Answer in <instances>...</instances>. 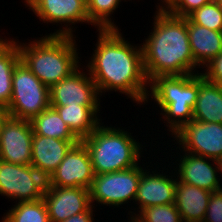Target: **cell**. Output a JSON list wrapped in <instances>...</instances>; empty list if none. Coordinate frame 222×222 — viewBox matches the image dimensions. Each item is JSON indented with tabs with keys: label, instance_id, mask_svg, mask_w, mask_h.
<instances>
[{
	"label": "cell",
	"instance_id": "1",
	"mask_svg": "<svg viewBox=\"0 0 222 222\" xmlns=\"http://www.w3.org/2000/svg\"><path fill=\"white\" fill-rule=\"evenodd\" d=\"M96 49L87 65L99 94L109 90L126 94L137 104L149 98V81L142 48L131 45L118 29H99ZM148 87V88H147Z\"/></svg>",
	"mask_w": 222,
	"mask_h": 222
},
{
	"label": "cell",
	"instance_id": "2",
	"mask_svg": "<svg viewBox=\"0 0 222 222\" xmlns=\"http://www.w3.org/2000/svg\"><path fill=\"white\" fill-rule=\"evenodd\" d=\"M153 31L141 44L148 81L158 76L198 74L190 49L187 17L155 12Z\"/></svg>",
	"mask_w": 222,
	"mask_h": 222
},
{
	"label": "cell",
	"instance_id": "3",
	"mask_svg": "<svg viewBox=\"0 0 222 222\" xmlns=\"http://www.w3.org/2000/svg\"><path fill=\"white\" fill-rule=\"evenodd\" d=\"M74 38L66 35H46L28 45L19 43L20 60L50 89L81 66Z\"/></svg>",
	"mask_w": 222,
	"mask_h": 222
},
{
	"label": "cell",
	"instance_id": "4",
	"mask_svg": "<svg viewBox=\"0 0 222 222\" xmlns=\"http://www.w3.org/2000/svg\"><path fill=\"white\" fill-rule=\"evenodd\" d=\"M81 142L89 152L94 175L135 167L141 158V144L124 129L99 125Z\"/></svg>",
	"mask_w": 222,
	"mask_h": 222
},
{
	"label": "cell",
	"instance_id": "5",
	"mask_svg": "<svg viewBox=\"0 0 222 222\" xmlns=\"http://www.w3.org/2000/svg\"><path fill=\"white\" fill-rule=\"evenodd\" d=\"M148 91L159 105L171 135L193 120V108L199 91V73L158 76L149 81ZM171 117V118H170Z\"/></svg>",
	"mask_w": 222,
	"mask_h": 222
},
{
	"label": "cell",
	"instance_id": "6",
	"mask_svg": "<svg viewBox=\"0 0 222 222\" xmlns=\"http://www.w3.org/2000/svg\"><path fill=\"white\" fill-rule=\"evenodd\" d=\"M50 106L49 88L20 60L12 74V95L9 116L31 120Z\"/></svg>",
	"mask_w": 222,
	"mask_h": 222
},
{
	"label": "cell",
	"instance_id": "7",
	"mask_svg": "<svg viewBox=\"0 0 222 222\" xmlns=\"http://www.w3.org/2000/svg\"><path fill=\"white\" fill-rule=\"evenodd\" d=\"M143 169L136 165L121 171L94 175L90 188L91 204L96 201L101 205L119 207L129 200L134 202Z\"/></svg>",
	"mask_w": 222,
	"mask_h": 222
},
{
	"label": "cell",
	"instance_id": "8",
	"mask_svg": "<svg viewBox=\"0 0 222 222\" xmlns=\"http://www.w3.org/2000/svg\"><path fill=\"white\" fill-rule=\"evenodd\" d=\"M47 179L32 165L0 160V194L18 202L43 199Z\"/></svg>",
	"mask_w": 222,
	"mask_h": 222
},
{
	"label": "cell",
	"instance_id": "9",
	"mask_svg": "<svg viewBox=\"0 0 222 222\" xmlns=\"http://www.w3.org/2000/svg\"><path fill=\"white\" fill-rule=\"evenodd\" d=\"M173 135L183 152L222 160V124L192 120Z\"/></svg>",
	"mask_w": 222,
	"mask_h": 222
},
{
	"label": "cell",
	"instance_id": "10",
	"mask_svg": "<svg viewBox=\"0 0 222 222\" xmlns=\"http://www.w3.org/2000/svg\"><path fill=\"white\" fill-rule=\"evenodd\" d=\"M33 130L29 120L7 116L0 130V160L31 165Z\"/></svg>",
	"mask_w": 222,
	"mask_h": 222
},
{
	"label": "cell",
	"instance_id": "11",
	"mask_svg": "<svg viewBox=\"0 0 222 222\" xmlns=\"http://www.w3.org/2000/svg\"><path fill=\"white\" fill-rule=\"evenodd\" d=\"M85 73L79 67L53 85L49 89L50 106H100L97 86L89 71Z\"/></svg>",
	"mask_w": 222,
	"mask_h": 222
},
{
	"label": "cell",
	"instance_id": "12",
	"mask_svg": "<svg viewBox=\"0 0 222 222\" xmlns=\"http://www.w3.org/2000/svg\"><path fill=\"white\" fill-rule=\"evenodd\" d=\"M25 3L44 23H66V28L63 27L50 35L73 36V30L68 27L70 23L73 25L90 22L86 0H25Z\"/></svg>",
	"mask_w": 222,
	"mask_h": 222
},
{
	"label": "cell",
	"instance_id": "13",
	"mask_svg": "<svg viewBox=\"0 0 222 222\" xmlns=\"http://www.w3.org/2000/svg\"><path fill=\"white\" fill-rule=\"evenodd\" d=\"M94 172L87 147L80 141L47 179V186L91 188Z\"/></svg>",
	"mask_w": 222,
	"mask_h": 222
},
{
	"label": "cell",
	"instance_id": "14",
	"mask_svg": "<svg viewBox=\"0 0 222 222\" xmlns=\"http://www.w3.org/2000/svg\"><path fill=\"white\" fill-rule=\"evenodd\" d=\"M43 200L50 222H63L92 206L90 190L83 187L46 186Z\"/></svg>",
	"mask_w": 222,
	"mask_h": 222
},
{
	"label": "cell",
	"instance_id": "15",
	"mask_svg": "<svg viewBox=\"0 0 222 222\" xmlns=\"http://www.w3.org/2000/svg\"><path fill=\"white\" fill-rule=\"evenodd\" d=\"M178 161L180 162L177 172V174L179 173L177 176L179 182L194 185L210 192L222 189L219 176H217V171L221 172L220 161L186 152Z\"/></svg>",
	"mask_w": 222,
	"mask_h": 222
},
{
	"label": "cell",
	"instance_id": "16",
	"mask_svg": "<svg viewBox=\"0 0 222 222\" xmlns=\"http://www.w3.org/2000/svg\"><path fill=\"white\" fill-rule=\"evenodd\" d=\"M80 140H61L33 134L31 165L46 179Z\"/></svg>",
	"mask_w": 222,
	"mask_h": 222
},
{
	"label": "cell",
	"instance_id": "17",
	"mask_svg": "<svg viewBox=\"0 0 222 222\" xmlns=\"http://www.w3.org/2000/svg\"><path fill=\"white\" fill-rule=\"evenodd\" d=\"M145 170L140 175L135 202L139 211L155 205L175 204L177 178ZM169 177V178H168ZM171 177V178H170Z\"/></svg>",
	"mask_w": 222,
	"mask_h": 222
},
{
	"label": "cell",
	"instance_id": "18",
	"mask_svg": "<svg viewBox=\"0 0 222 222\" xmlns=\"http://www.w3.org/2000/svg\"><path fill=\"white\" fill-rule=\"evenodd\" d=\"M187 31L194 62L199 68L222 53V31L194 24L188 17Z\"/></svg>",
	"mask_w": 222,
	"mask_h": 222
},
{
	"label": "cell",
	"instance_id": "19",
	"mask_svg": "<svg viewBox=\"0 0 222 222\" xmlns=\"http://www.w3.org/2000/svg\"><path fill=\"white\" fill-rule=\"evenodd\" d=\"M212 192L177 180L175 206L183 222H203Z\"/></svg>",
	"mask_w": 222,
	"mask_h": 222
},
{
	"label": "cell",
	"instance_id": "20",
	"mask_svg": "<svg viewBox=\"0 0 222 222\" xmlns=\"http://www.w3.org/2000/svg\"><path fill=\"white\" fill-rule=\"evenodd\" d=\"M193 120L222 124V86L206 80L201 73Z\"/></svg>",
	"mask_w": 222,
	"mask_h": 222
},
{
	"label": "cell",
	"instance_id": "21",
	"mask_svg": "<svg viewBox=\"0 0 222 222\" xmlns=\"http://www.w3.org/2000/svg\"><path fill=\"white\" fill-rule=\"evenodd\" d=\"M57 110L72 133L82 141L101 123L97 116L99 106H51Z\"/></svg>",
	"mask_w": 222,
	"mask_h": 222
},
{
	"label": "cell",
	"instance_id": "22",
	"mask_svg": "<svg viewBox=\"0 0 222 222\" xmlns=\"http://www.w3.org/2000/svg\"><path fill=\"white\" fill-rule=\"evenodd\" d=\"M18 42L0 38V109L6 110L12 95V74L20 61Z\"/></svg>",
	"mask_w": 222,
	"mask_h": 222
},
{
	"label": "cell",
	"instance_id": "23",
	"mask_svg": "<svg viewBox=\"0 0 222 222\" xmlns=\"http://www.w3.org/2000/svg\"><path fill=\"white\" fill-rule=\"evenodd\" d=\"M33 134L61 140H79L62 120L57 110L49 106L30 120Z\"/></svg>",
	"mask_w": 222,
	"mask_h": 222
},
{
	"label": "cell",
	"instance_id": "24",
	"mask_svg": "<svg viewBox=\"0 0 222 222\" xmlns=\"http://www.w3.org/2000/svg\"><path fill=\"white\" fill-rule=\"evenodd\" d=\"M2 222H50L45 201L18 202L2 217Z\"/></svg>",
	"mask_w": 222,
	"mask_h": 222
},
{
	"label": "cell",
	"instance_id": "25",
	"mask_svg": "<svg viewBox=\"0 0 222 222\" xmlns=\"http://www.w3.org/2000/svg\"><path fill=\"white\" fill-rule=\"evenodd\" d=\"M90 24L99 29H118L110 16L122 0H86Z\"/></svg>",
	"mask_w": 222,
	"mask_h": 222
},
{
	"label": "cell",
	"instance_id": "26",
	"mask_svg": "<svg viewBox=\"0 0 222 222\" xmlns=\"http://www.w3.org/2000/svg\"><path fill=\"white\" fill-rule=\"evenodd\" d=\"M138 212L133 211L130 222H183L175 204L150 206Z\"/></svg>",
	"mask_w": 222,
	"mask_h": 222
},
{
	"label": "cell",
	"instance_id": "27",
	"mask_svg": "<svg viewBox=\"0 0 222 222\" xmlns=\"http://www.w3.org/2000/svg\"><path fill=\"white\" fill-rule=\"evenodd\" d=\"M188 18L194 24L214 31H222V7L215 0L195 10Z\"/></svg>",
	"mask_w": 222,
	"mask_h": 222
},
{
	"label": "cell",
	"instance_id": "28",
	"mask_svg": "<svg viewBox=\"0 0 222 222\" xmlns=\"http://www.w3.org/2000/svg\"><path fill=\"white\" fill-rule=\"evenodd\" d=\"M203 222H222V189L211 193Z\"/></svg>",
	"mask_w": 222,
	"mask_h": 222
},
{
	"label": "cell",
	"instance_id": "29",
	"mask_svg": "<svg viewBox=\"0 0 222 222\" xmlns=\"http://www.w3.org/2000/svg\"><path fill=\"white\" fill-rule=\"evenodd\" d=\"M211 0H179L169 11L170 14L178 17H188L195 10L209 3Z\"/></svg>",
	"mask_w": 222,
	"mask_h": 222
},
{
	"label": "cell",
	"instance_id": "30",
	"mask_svg": "<svg viewBox=\"0 0 222 222\" xmlns=\"http://www.w3.org/2000/svg\"><path fill=\"white\" fill-rule=\"evenodd\" d=\"M204 67L206 68V72L203 71V73H201L202 76L211 83L222 86V53L213 58Z\"/></svg>",
	"mask_w": 222,
	"mask_h": 222
},
{
	"label": "cell",
	"instance_id": "31",
	"mask_svg": "<svg viewBox=\"0 0 222 222\" xmlns=\"http://www.w3.org/2000/svg\"><path fill=\"white\" fill-rule=\"evenodd\" d=\"M93 208L94 206L92 204V206L87 211L73 215L63 222H93Z\"/></svg>",
	"mask_w": 222,
	"mask_h": 222
},
{
	"label": "cell",
	"instance_id": "32",
	"mask_svg": "<svg viewBox=\"0 0 222 222\" xmlns=\"http://www.w3.org/2000/svg\"><path fill=\"white\" fill-rule=\"evenodd\" d=\"M164 3L160 6H157L158 12H169L178 2L179 0H161Z\"/></svg>",
	"mask_w": 222,
	"mask_h": 222
},
{
	"label": "cell",
	"instance_id": "33",
	"mask_svg": "<svg viewBox=\"0 0 222 222\" xmlns=\"http://www.w3.org/2000/svg\"><path fill=\"white\" fill-rule=\"evenodd\" d=\"M8 116V113L6 110L4 109H0V130H1V126L5 120V118Z\"/></svg>",
	"mask_w": 222,
	"mask_h": 222
},
{
	"label": "cell",
	"instance_id": "34",
	"mask_svg": "<svg viewBox=\"0 0 222 222\" xmlns=\"http://www.w3.org/2000/svg\"><path fill=\"white\" fill-rule=\"evenodd\" d=\"M222 7V0H215Z\"/></svg>",
	"mask_w": 222,
	"mask_h": 222
},
{
	"label": "cell",
	"instance_id": "35",
	"mask_svg": "<svg viewBox=\"0 0 222 222\" xmlns=\"http://www.w3.org/2000/svg\"><path fill=\"white\" fill-rule=\"evenodd\" d=\"M221 173H222V160L220 161Z\"/></svg>",
	"mask_w": 222,
	"mask_h": 222
}]
</instances>
